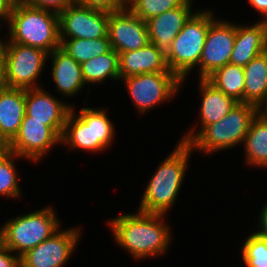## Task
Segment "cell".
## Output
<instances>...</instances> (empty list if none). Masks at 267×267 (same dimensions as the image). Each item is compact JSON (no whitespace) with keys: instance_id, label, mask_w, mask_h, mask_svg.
<instances>
[{"instance_id":"obj_1","label":"cell","mask_w":267,"mask_h":267,"mask_svg":"<svg viewBox=\"0 0 267 267\" xmlns=\"http://www.w3.org/2000/svg\"><path fill=\"white\" fill-rule=\"evenodd\" d=\"M163 214L144 213L122 214L109 221L114 241L128 251L134 259L163 254L172 236Z\"/></svg>"},{"instance_id":"obj_2","label":"cell","mask_w":267,"mask_h":267,"mask_svg":"<svg viewBox=\"0 0 267 267\" xmlns=\"http://www.w3.org/2000/svg\"><path fill=\"white\" fill-rule=\"evenodd\" d=\"M192 151L187 143L179 142L174 151L160 163L147 183L139 211L165 216L180 192Z\"/></svg>"},{"instance_id":"obj_3","label":"cell","mask_w":267,"mask_h":267,"mask_svg":"<svg viewBox=\"0 0 267 267\" xmlns=\"http://www.w3.org/2000/svg\"><path fill=\"white\" fill-rule=\"evenodd\" d=\"M6 21L10 40L5 43L36 47L48 53L60 47L59 14L56 12L18 2Z\"/></svg>"},{"instance_id":"obj_4","label":"cell","mask_w":267,"mask_h":267,"mask_svg":"<svg viewBox=\"0 0 267 267\" xmlns=\"http://www.w3.org/2000/svg\"><path fill=\"white\" fill-rule=\"evenodd\" d=\"M74 111L72 106L65 122L62 143L72 150L88 152H99L112 145L116 131L105 110L84 107L78 116Z\"/></svg>"},{"instance_id":"obj_5","label":"cell","mask_w":267,"mask_h":267,"mask_svg":"<svg viewBox=\"0 0 267 267\" xmlns=\"http://www.w3.org/2000/svg\"><path fill=\"white\" fill-rule=\"evenodd\" d=\"M258 112L256 106L238 102L221 120L205 126L188 145L194 151L209 154L243 144L251 121Z\"/></svg>"},{"instance_id":"obj_6","label":"cell","mask_w":267,"mask_h":267,"mask_svg":"<svg viewBox=\"0 0 267 267\" xmlns=\"http://www.w3.org/2000/svg\"><path fill=\"white\" fill-rule=\"evenodd\" d=\"M214 18L211 11H197L185 22L183 29L171 42L170 52L166 56L168 69L184 83L186 77L202 56L207 31Z\"/></svg>"},{"instance_id":"obj_7","label":"cell","mask_w":267,"mask_h":267,"mask_svg":"<svg viewBox=\"0 0 267 267\" xmlns=\"http://www.w3.org/2000/svg\"><path fill=\"white\" fill-rule=\"evenodd\" d=\"M60 224L54 210L44 207L7 221L0 228V242L21 257L57 232Z\"/></svg>"},{"instance_id":"obj_8","label":"cell","mask_w":267,"mask_h":267,"mask_svg":"<svg viewBox=\"0 0 267 267\" xmlns=\"http://www.w3.org/2000/svg\"><path fill=\"white\" fill-rule=\"evenodd\" d=\"M65 122L30 120L25 113L17 135L5 148L20 158L37 162L54 145L61 143Z\"/></svg>"},{"instance_id":"obj_9","label":"cell","mask_w":267,"mask_h":267,"mask_svg":"<svg viewBox=\"0 0 267 267\" xmlns=\"http://www.w3.org/2000/svg\"><path fill=\"white\" fill-rule=\"evenodd\" d=\"M48 52L18 43H5L4 71L8 88H39L36 80L41 76Z\"/></svg>"},{"instance_id":"obj_10","label":"cell","mask_w":267,"mask_h":267,"mask_svg":"<svg viewBox=\"0 0 267 267\" xmlns=\"http://www.w3.org/2000/svg\"><path fill=\"white\" fill-rule=\"evenodd\" d=\"M140 114L174 98L182 81L172 72L144 73L122 78Z\"/></svg>"},{"instance_id":"obj_11","label":"cell","mask_w":267,"mask_h":267,"mask_svg":"<svg viewBox=\"0 0 267 267\" xmlns=\"http://www.w3.org/2000/svg\"><path fill=\"white\" fill-rule=\"evenodd\" d=\"M109 12L74 3L59 13L60 39L108 37Z\"/></svg>"},{"instance_id":"obj_12","label":"cell","mask_w":267,"mask_h":267,"mask_svg":"<svg viewBox=\"0 0 267 267\" xmlns=\"http://www.w3.org/2000/svg\"><path fill=\"white\" fill-rule=\"evenodd\" d=\"M79 228L58 230L20 257L21 267H63L76 250ZM75 249V250H74Z\"/></svg>"},{"instance_id":"obj_13","label":"cell","mask_w":267,"mask_h":267,"mask_svg":"<svg viewBox=\"0 0 267 267\" xmlns=\"http://www.w3.org/2000/svg\"><path fill=\"white\" fill-rule=\"evenodd\" d=\"M235 36L236 24L217 20L215 17L211 20L199 61L200 79H206L218 68L229 64Z\"/></svg>"},{"instance_id":"obj_14","label":"cell","mask_w":267,"mask_h":267,"mask_svg":"<svg viewBox=\"0 0 267 267\" xmlns=\"http://www.w3.org/2000/svg\"><path fill=\"white\" fill-rule=\"evenodd\" d=\"M108 38L118 54L143 48L149 42L147 22L136 16L128 6L109 13Z\"/></svg>"},{"instance_id":"obj_15","label":"cell","mask_w":267,"mask_h":267,"mask_svg":"<svg viewBox=\"0 0 267 267\" xmlns=\"http://www.w3.org/2000/svg\"><path fill=\"white\" fill-rule=\"evenodd\" d=\"M192 1L183 6L168 10L147 21L149 42L165 56L170 52L171 42L183 29L185 22L192 13Z\"/></svg>"},{"instance_id":"obj_16","label":"cell","mask_w":267,"mask_h":267,"mask_svg":"<svg viewBox=\"0 0 267 267\" xmlns=\"http://www.w3.org/2000/svg\"><path fill=\"white\" fill-rule=\"evenodd\" d=\"M200 94L202 102L200 106V126L198 132L194 127L190 129L180 142L189 143L205 126L216 123L227 115L238 103L232 97L227 96L221 90L216 88L207 79H199ZM196 132V134H194Z\"/></svg>"},{"instance_id":"obj_17","label":"cell","mask_w":267,"mask_h":267,"mask_svg":"<svg viewBox=\"0 0 267 267\" xmlns=\"http://www.w3.org/2000/svg\"><path fill=\"white\" fill-rule=\"evenodd\" d=\"M25 116V89H0V149L17 135Z\"/></svg>"},{"instance_id":"obj_18","label":"cell","mask_w":267,"mask_h":267,"mask_svg":"<svg viewBox=\"0 0 267 267\" xmlns=\"http://www.w3.org/2000/svg\"><path fill=\"white\" fill-rule=\"evenodd\" d=\"M267 50V26L263 21L254 25H236L234 48L229 63L246 66Z\"/></svg>"},{"instance_id":"obj_19","label":"cell","mask_w":267,"mask_h":267,"mask_svg":"<svg viewBox=\"0 0 267 267\" xmlns=\"http://www.w3.org/2000/svg\"><path fill=\"white\" fill-rule=\"evenodd\" d=\"M120 79L133 75L156 72H171L163 55L153 43L143 48L119 53Z\"/></svg>"},{"instance_id":"obj_20","label":"cell","mask_w":267,"mask_h":267,"mask_svg":"<svg viewBox=\"0 0 267 267\" xmlns=\"http://www.w3.org/2000/svg\"><path fill=\"white\" fill-rule=\"evenodd\" d=\"M48 56L52 60L51 75L57 91L68 97L78 94L83 85L86 84L82 75L81 64L60 47L54 49Z\"/></svg>"},{"instance_id":"obj_21","label":"cell","mask_w":267,"mask_h":267,"mask_svg":"<svg viewBox=\"0 0 267 267\" xmlns=\"http://www.w3.org/2000/svg\"><path fill=\"white\" fill-rule=\"evenodd\" d=\"M43 89L39 87L25 90V113L30 116V120L66 121L72 106Z\"/></svg>"},{"instance_id":"obj_22","label":"cell","mask_w":267,"mask_h":267,"mask_svg":"<svg viewBox=\"0 0 267 267\" xmlns=\"http://www.w3.org/2000/svg\"><path fill=\"white\" fill-rule=\"evenodd\" d=\"M243 68V103L254 105L259 109L267 98V50Z\"/></svg>"},{"instance_id":"obj_23","label":"cell","mask_w":267,"mask_h":267,"mask_svg":"<svg viewBox=\"0 0 267 267\" xmlns=\"http://www.w3.org/2000/svg\"><path fill=\"white\" fill-rule=\"evenodd\" d=\"M243 145L247 164L267 167V118L259 112L251 121Z\"/></svg>"},{"instance_id":"obj_24","label":"cell","mask_w":267,"mask_h":267,"mask_svg":"<svg viewBox=\"0 0 267 267\" xmlns=\"http://www.w3.org/2000/svg\"><path fill=\"white\" fill-rule=\"evenodd\" d=\"M81 68L85 83L99 84L108 78L120 79L119 54L114 49L83 62Z\"/></svg>"},{"instance_id":"obj_25","label":"cell","mask_w":267,"mask_h":267,"mask_svg":"<svg viewBox=\"0 0 267 267\" xmlns=\"http://www.w3.org/2000/svg\"><path fill=\"white\" fill-rule=\"evenodd\" d=\"M216 88L237 102L243 103L244 68L232 63L215 70L206 78Z\"/></svg>"},{"instance_id":"obj_26","label":"cell","mask_w":267,"mask_h":267,"mask_svg":"<svg viewBox=\"0 0 267 267\" xmlns=\"http://www.w3.org/2000/svg\"><path fill=\"white\" fill-rule=\"evenodd\" d=\"M60 41V48L79 64L96 56L106 54L112 49L108 37L97 39L69 38L60 39Z\"/></svg>"},{"instance_id":"obj_27","label":"cell","mask_w":267,"mask_h":267,"mask_svg":"<svg viewBox=\"0 0 267 267\" xmlns=\"http://www.w3.org/2000/svg\"><path fill=\"white\" fill-rule=\"evenodd\" d=\"M16 157L20 158L16 153L6 148L0 149V196L12 197L13 199L21 196L14 165Z\"/></svg>"},{"instance_id":"obj_28","label":"cell","mask_w":267,"mask_h":267,"mask_svg":"<svg viewBox=\"0 0 267 267\" xmlns=\"http://www.w3.org/2000/svg\"><path fill=\"white\" fill-rule=\"evenodd\" d=\"M188 0H127L129 9L143 21L183 6Z\"/></svg>"},{"instance_id":"obj_29","label":"cell","mask_w":267,"mask_h":267,"mask_svg":"<svg viewBox=\"0 0 267 267\" xmlns=\"http://www.w3.org/2000/svg\"><path fill=\"white\" fill-rule=\"evenodd\" d=\"M242 247V259L246 267H267V238L254 232L246 238Z\"/></svg>"},{"instance_id":"obj_30","label":"cell","mask_w":267,"mask_h":267,"mask_svg":"<svg viewBox=\"0 0 267 267\" xmlns=\"http://www.w3.org/2000/svg\"><path fill=\"white\" fill-rule=\"evenodd\" d=\"M76 3L109 13L127 7V0H76Z\"/></svg>"},{"instance_id":"obj_31","label":"cell","mask_w":267,"mask_h":267,"mask_svg":"<svg viewBox=\"0 0 267 267\" xmlns=\"http://www.w3.org/2000/svg\"><path fill=\"white\" fill-rule=\"evenodd\" d=\"M21 2L35 8L46 9L59 14L74 4L76 0H21Z\"/></svg>"},{"instance_id":"obj_32","label":"cell","mask_w":267,"mask_h":267,"mask_svg":"<svg viewBox=\"0 0 267 267\" xmlns=\"http://www.w3.org/2000/svg\"><path fill=\"white\" fill-rule=\"evenodd\" d=\"M0 242V267H21L20 257Z\"/></svg>"},{"instance_id":"obj_33","label":"cell","mask_w":267,"mask_h":267,"mask_svg":"<svg viewBox=\"0 0 267 267\" xmlns=\"http://www.w3.org/2000/svg\"><path fill=\"white\" fill-rule=\"evenodd\" d=\"M15 4L14 0H0V21L3 19L5 22L9 18Z\"/></svg>"},{"instance_id":"obj_34","label":"cell","mask_w":267,"mask_h":267,"mask_svg":"<svg viewBox=\"0 0 267 267\" xmlns=\"http://www.w3.org/2000/svg\"><path fill=\"white\" fill-rule=\"evenodd\" d=\"M259 231L255 232L257 235L267 238V202L260 211Z\"/></svg>"},{"instance_id":"obj_35","label":"cell","mask_w":267,"mask_h":267,"mask_svg":"<svg viewBox=\"0 0 267 267\" xmlns=\"http://www.w3.org/2000/svg\"><path fill=\"white\" fill-rule=\"evenodd\" d=\"M4 51L5 41L0 38V89L6 87L5 71H4Z\"/></svg>"},{"instance_id":"obj_36","label":"cell","mask_w":267,"mask_h":267,"mask_svg":"<svg viewBox=\"0 0 267 267\" xmlns=\"http://www.w3.org/2000/svg\"><path fill=\"white\" fill-rule=\"evenodd\" d=\"M248 2L263 16L261 21L267 17V0H248Z\"/></svg>"},{"instance_id":"obj_37","label":"cell","mask_w":267,"mask_h":267,"mask_svg":"<svg viewBox=\"0 0 267 267\" xmlns=\"http://www.w3.org/2000/svg\"><path fill=\"white\" fill-rule=\"evenodd\" d=\"M258 110L261 115L267 118V98Z\"/></svg>"},{"instance_id":"obj_38","label":"cell","mask_w":267,"mask_h":267,"mask_svg":"<svg viewBox=\"0 0 267 267\" xmlns=\"http://www.w3.org/2000/svg\"><path fill=\"white\" fill-rule=\"evenodd\" d=\"M265 24H266V26H267V17L264 19V20H262Z\"/></svg>"}]
</instances>
